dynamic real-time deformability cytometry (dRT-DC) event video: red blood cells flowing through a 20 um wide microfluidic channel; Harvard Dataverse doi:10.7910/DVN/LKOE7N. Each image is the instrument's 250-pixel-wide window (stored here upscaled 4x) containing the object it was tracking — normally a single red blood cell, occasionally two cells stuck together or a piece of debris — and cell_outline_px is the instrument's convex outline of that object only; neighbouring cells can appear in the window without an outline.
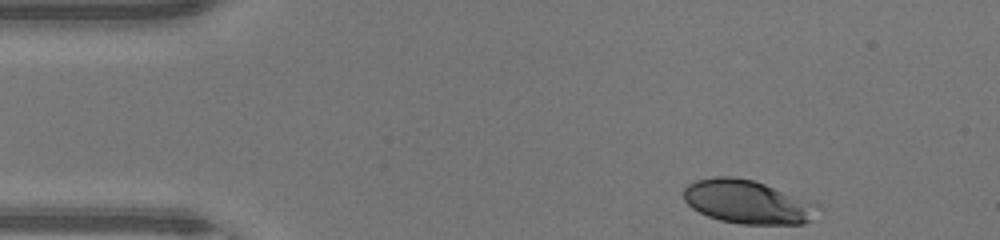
{"species": "human", "species_latin": "Homo sapiens", "temperature_condition": "warm", "stored_images_in_passage": 40, "camera_frame_rate_fps": 3000, "um_per_image_px": 0.085, "donor": {"sex": "male"}, "frame": {"image": 1, "passage_image": 1, "time_ms": 0.0, "image_size_px": [1000, 240], "cell_outline_px": [[816, 204], [808, 220], [804, 224], [740, 224], [720, 220], [708, 216], [692, 208], [684, 200], [684, 188], [688, 184], [696, 180], [716, 176], [732, 176], [752, 180], [764, 184]], "centroid_in_image_um": [63.41, 17.16], "position_along_channel_um": 21.6, "area_um2": 33.18}}
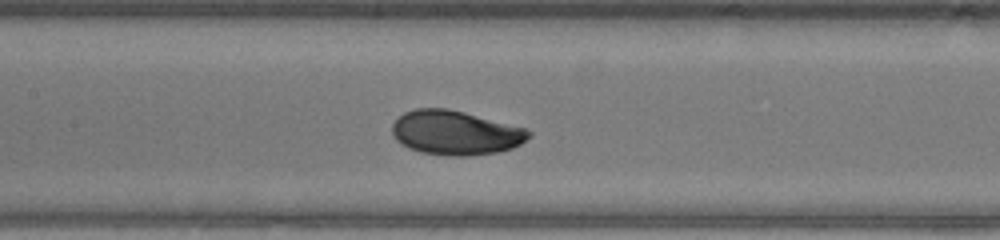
{"frame": {"image": 2, "passage_image": 17, "time_ms": 5.333, "image_size_px": [1000, 240], "cell_outline_px": [[532, 136], [520, 144], [512, 148], [500, 152], [468, 156], [452, 156], [420, 152], [408, 148], [400, 144], [396, 140], [392, 132], [392, 124], [404, 112], [416, 108], [448, 108], [464, 112], [524, 128], [532, 132]], "centroid_in_image_um": [38.7, 11.29], "position_along_channel_um": 168.7, "area_um2": 35.32}}
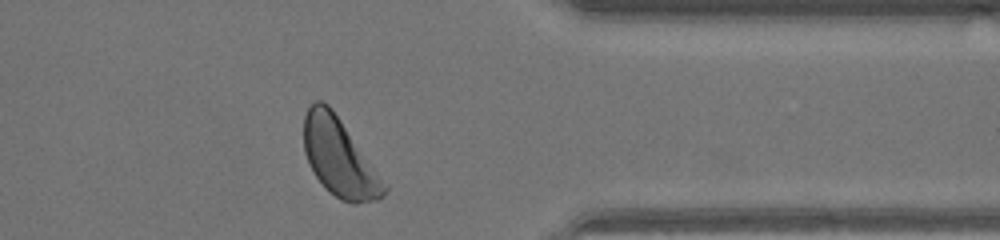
{"frame": {"image": 3, "passage_image": 33, "time_ms": 10.667, "image_size_px": [1000, 240], "cell_outline_px": [[388, 188], [384, 196], [380, 200], [356, 204], [352, 204], [340, 200], [324, 188], [308, 164], [304, 152], [304, 116], [308, 108], [316, 100], [320, 100], [328, 104], [332, 108], [388, 184]], "centroid_in_image_um": [28.87, 13.43], "position_along_channel_um": 382.5, "area_um2": 36.88}, "authors_computed_cell_mechanics": {"area_um2": 34.8245, "velocity_mm_per_s": 4.2883, "shape_relaxation_time_tau1_ms": 3.6448, "shape_relaxation_time_tau2_ms": null, "deformation_change_tau1": 0.1591, "deformation_change_tau2": null}}